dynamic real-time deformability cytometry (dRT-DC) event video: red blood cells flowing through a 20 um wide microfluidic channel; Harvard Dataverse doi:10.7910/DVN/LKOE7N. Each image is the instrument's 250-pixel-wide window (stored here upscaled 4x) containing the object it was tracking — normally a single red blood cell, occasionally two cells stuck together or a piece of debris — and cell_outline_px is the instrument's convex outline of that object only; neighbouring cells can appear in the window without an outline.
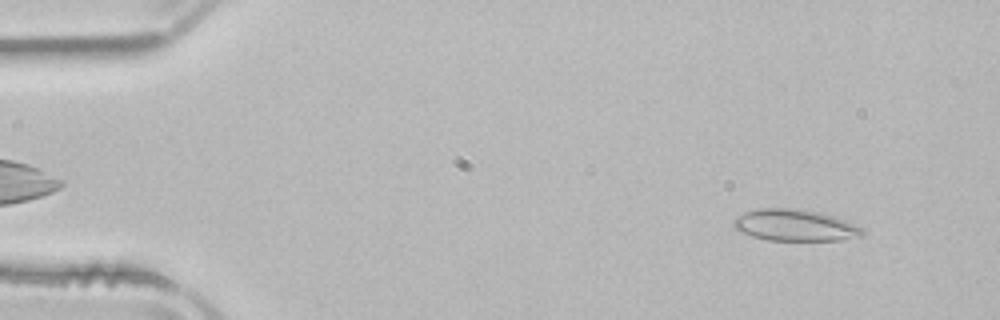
{"species": "common noctule bat (a hibernating species)", "species_latin": "Nyctalus noctula", "temperature_condition": "room temperature", "stored_images_in_passage": 50, "camera_frame_rate_fps": 3000, "um_per_image_px": 0.085, "animal": {"sex": "male", "body_mass_g": 21.5, "forearm_length_mm": 52.0}, "frame": {"image": 1, "passage_image": 4, "time_ms": 1.0, "image_size_px": [1000, 320], "cell_outline_px": [[864, 236], [840, 240], [768, 240], [752, 236], [740, 232], [732, 224], [732, 220], [736, 216], [744, 212], [760, 208], [792, 208], [820, 212], [844, 220], [860, 228], [864, 232]], "centroid_in_image_um": [67.52, 19.14], "position_along_channel_um": 17.5, "area_um2": 23.58}}
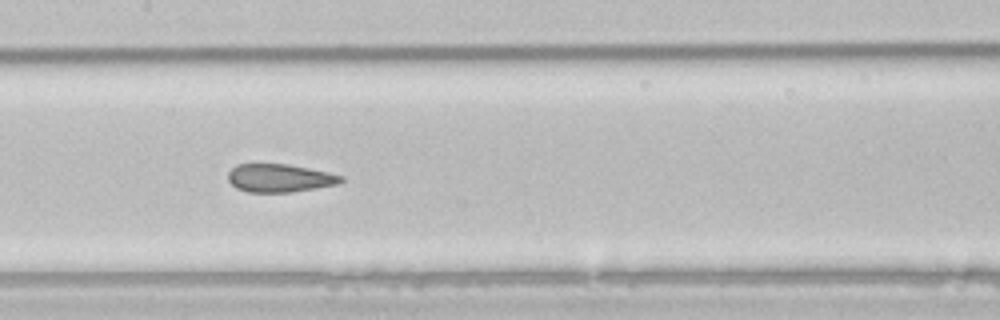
{"frame": {"image": 2, "passage_image": 24, "time_ms": 7.667, "image_size_px": [1000, 320], "cell_outline_px": [[344, 180], [340, 184], [292, 192], [248, 192], [236, 188], [228, 180], [228, 172], [236, 164], [288, 164], [328, 172], [344, 176]], "centroid_in_image_um": [23.79, 15.13], "position_along_channel_um": 183.6, "area_um2": 18.61}}
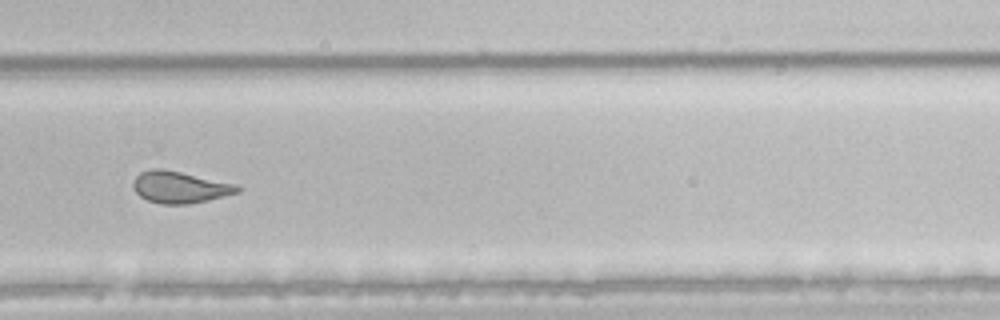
{"frame": {"image": 3, "passage_image": 34, "time_ms": 11.0, "image_size_px": [1000, 320], "cell_outline_px": [[240, 192], [208, 200], [188, 204], [160, 204], [148, 200], [140, 196], [132, 188], [132, 184], [136, 176], [140, 172], [152, 168], [160, 168], [180, 172], [236, 184], [240, 188]], "centroid_in_image_um": [15.25, 15.91], "position_along_channel_um": 314.5, "area_um2": 19.19}, "authors_computed_cell_mechanics": {"area_um2": 21.1548, "velocity_mm_per_s": 3.9495, "shape_relaxation_time_tau1_ms": null, "shape_relaxation_time_tau2_ms": 1.2535, "deformation_change_tau1": null, "deformation_change_tau2": 0.0705}}